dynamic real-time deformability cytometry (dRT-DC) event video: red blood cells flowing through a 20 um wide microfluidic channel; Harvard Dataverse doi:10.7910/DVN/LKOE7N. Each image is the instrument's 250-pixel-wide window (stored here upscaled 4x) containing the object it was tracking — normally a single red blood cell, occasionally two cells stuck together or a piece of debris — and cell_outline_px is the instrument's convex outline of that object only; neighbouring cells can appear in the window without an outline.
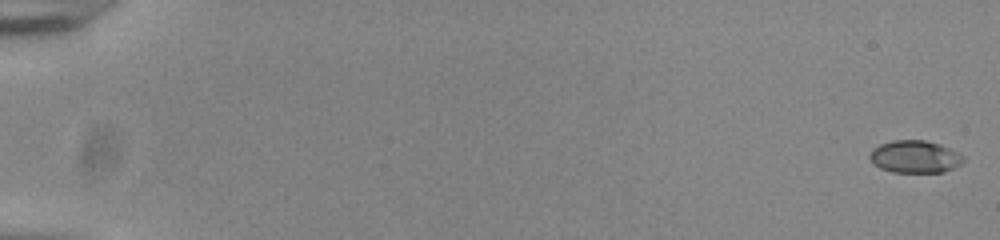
{"species": "common noctule bat (a hibernating species)", "species_latin": "Nyctalus noctula", "temperature_condition": "room temperature", "stored_images_in_passage": 17, "camera_frame_rate_fps": 3000, "um_per_image_px": 0.085, "animal": {"sex": "male", "body_mass_g": 20.0, "forearm_length_mm": 53.3}, "frame": {"image": 1, "passage_image": 1, "time_ms": 0.0, "image_size_px": [1000, 240], "cell_outline_px": [[964, 160], [960, 164], [944, 172], [892, 172], [880, 168], [872, 164], [868, 156], [872, 148], [880, 144], [892, 140], [924, 140], [940, 144], [964, 156]], "centroid_in_image_um": [77.71, 13.32], "position_along_channel_um": 7.3, "area_um2": 17.74}}
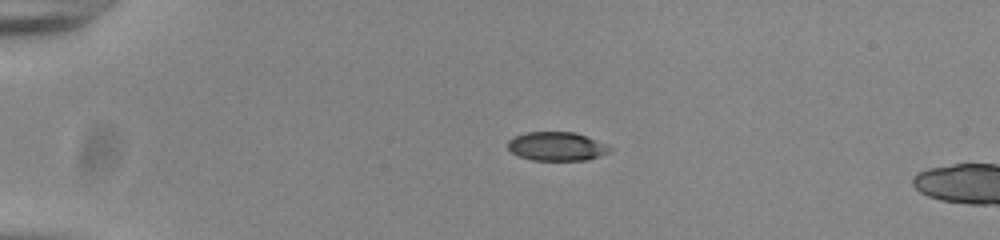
{"frame": {"image": 2, "passage_image": 14, "time_ms": 4.333, "image_size_px": [1000, 240], "cell_outline_px": [[612, 148], [608, 152], [584, 160], [532, 160], [520, 156], [512, 152], [508, 148], [508, 140], [512, 136], [528, 132], [576, 132], [608, 144]], "centroid_in_image_um": [47.3, 12.42], "position_along_channel_um": 37.7, "area_um2": 17.05}}